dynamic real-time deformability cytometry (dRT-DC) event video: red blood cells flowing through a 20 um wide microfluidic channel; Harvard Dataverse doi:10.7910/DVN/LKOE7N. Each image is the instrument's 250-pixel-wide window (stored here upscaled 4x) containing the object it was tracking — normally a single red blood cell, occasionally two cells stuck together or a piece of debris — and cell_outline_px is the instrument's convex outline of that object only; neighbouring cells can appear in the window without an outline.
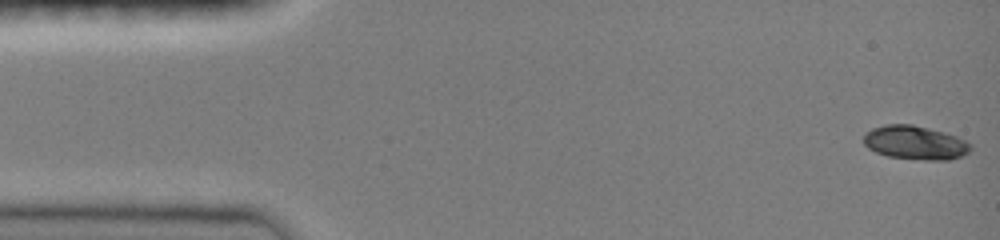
{"species": "common noctule bat (a hibernating species)", "species_latin": "Nyctalus noctula", "temperature_condition": "room temperature", "stored_images_in_passage": 24, "camera_frame_rate_fps": 3000, "um_per_image_px": 0.085, "animal": {"sex": "female", "body_mass_g": 19.0, "forearm_length_mm": 51.5}, "frame": {"image": 1, "passage_image": 1, "time_ms": 0.0, "image_size_px": [1000, 240], "cell_outline_px": [[972, 148], [968, 152], [960, 156], [948, 160], [924, 160], [888, 156], [876, 152], [868, 148], [864, 144], [864, 136], [872, 128], [884, 124], [912, 124], [944, 132], [956, 136], [972, 144]], "centroid_in_image_um": [77.79, 12.12], "position_along_channel_um": 7.2, "area_um2": 20.98}}
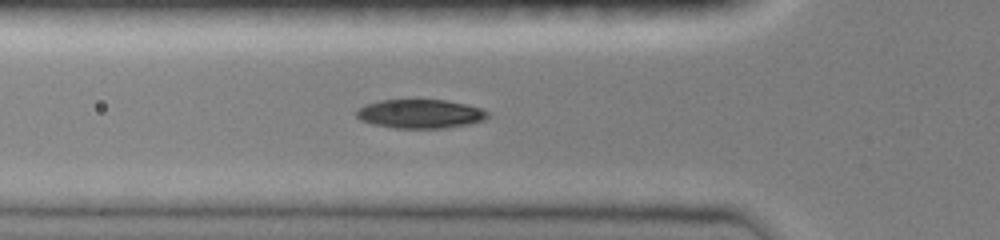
{"frame": {"image": 2, "passage_image": 14, "time_ms": 4.333, "image_size_px": [1000, 240], "cell_outline_px": [[488, 116], [484, 120], [468, 124], [444, 128], [396, 128], [372, 124], [360, 120], [356, 116], [356, 108], [364, 104], [380, 100], [444, 100], [468, 104], [480, 108], [488, 112]], "centroid_in_image_um": [35.68, 9.67], "position_along_channel_um": 90.1, "area_um2": 22.2}}
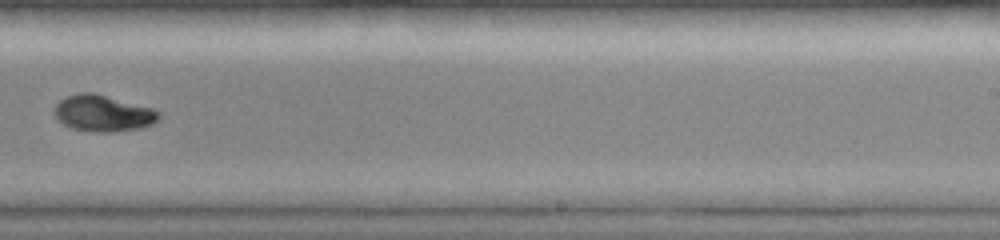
{"frame": {"image": 3, "passage_image": 24, "time_ms": 7.667, "image_size_px": [1000, 240], "cell_outline_px": [[160, 116], [152, 124], [140, 128], [112, 132], [100, 132], [72, 128], [64, 124], [56, 116], [56, 104], [60, 100], [68, 96], [80, 92], [96, 92], [152, 108], [160, 112]], "centroid_in_image_um": [8.79, 9.61], "position_along_channel_um": 280.2, "area_um2": 21.91}}